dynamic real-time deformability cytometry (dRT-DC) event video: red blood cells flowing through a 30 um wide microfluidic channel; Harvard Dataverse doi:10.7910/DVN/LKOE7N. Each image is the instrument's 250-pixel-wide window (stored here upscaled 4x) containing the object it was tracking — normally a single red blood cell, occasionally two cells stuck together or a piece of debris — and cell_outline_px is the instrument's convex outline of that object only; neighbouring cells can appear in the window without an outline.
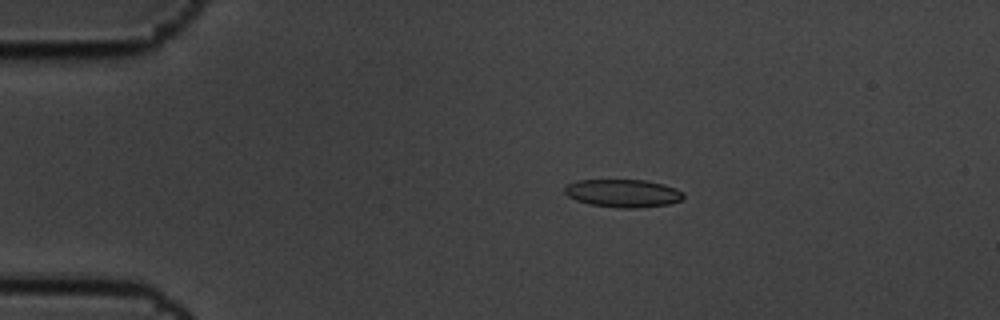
{"species": "common noctule bat (a hibernating species)", "species_latin": "Nyctalus noctula", "temperature_condition": "cold", "stored_images_in_passage": 6, "camera_frame_rate_fps": 3000, "um_per_image_px": 0.085, "animal": {"sex": "male", "body_mass_g": 19.5, "forearm_length_mm": 54.6}, "frame": {"image": 1, "passage_image": 4, "time_ms": 1.0, "image_size_px": [1000, 320], "cell_outline_px": [[684, 196], [680, 200], [668, 204], [636, 208], [620, 208], [588, 204], [576, 200], [568, 196], [564, 192], [564, 188], [568, 184], [576, 180], [644, 180], [664, 184], [676, 188], [684, 192]], "centroid_in_image_um": [52.95, 16.42], "position_along_channel_um": 32.1, "area_um2": 19.36}}
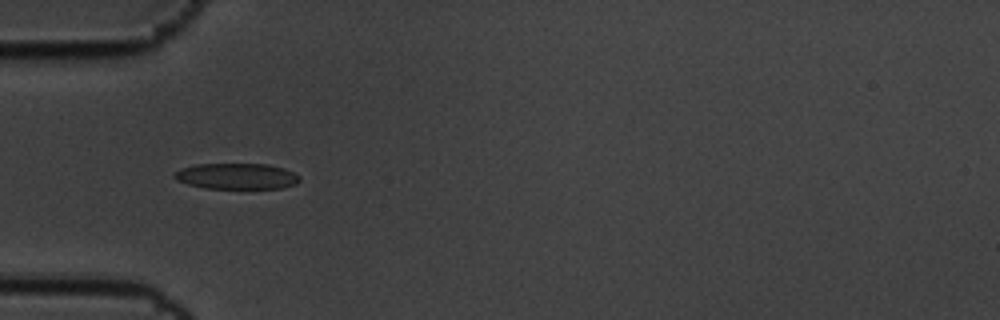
{"frame": {"image": 2, "passage_image": 6, "time_ms": 1.667, "image_size_px": [1000, 320], "cell_outline_px": [[300, 180], [296, 184], [284, 188], [204, 188], [188, 184], [176, 180], [172, 176], [172, 172], [180, 168], [196, 164], [268, 164], [284, 168], [300, 176]], "centroid_in_image_um": [20.08, 14.97], "position_along_channel_um": 64.9, "area_um2": 19.07}}